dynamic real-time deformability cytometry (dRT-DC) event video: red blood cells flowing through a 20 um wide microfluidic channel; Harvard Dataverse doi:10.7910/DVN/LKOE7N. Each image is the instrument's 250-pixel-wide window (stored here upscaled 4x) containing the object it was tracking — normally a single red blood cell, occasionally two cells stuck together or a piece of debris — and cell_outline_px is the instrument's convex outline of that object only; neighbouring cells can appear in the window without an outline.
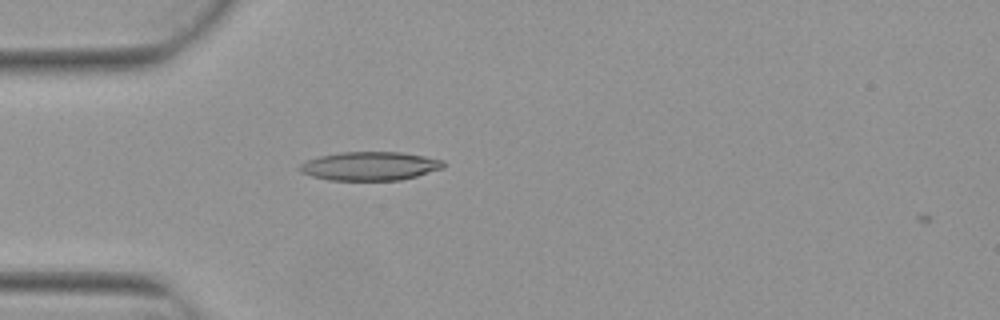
{"species": "Egyptian fruit bat (a non-hibernating species)", "species_latin": "Rousettus aegyptiacus", "temperature_condition": "warm", "stored_images_in_passage": 5, "camera_frame_rate_fps": 3000, "um_per_image_px": 0.085, "animal": {"sex": "female"}, "frame": {"image": 1, "passage_image": 5, "time_ms": 1.333, "image_size_px": [1000, 320], "cell_outline_px": [[444, 168], [416, 176], [400, 180], [328, 180], [312, 176], [300, 172], [300, 164], [304, 160], [320, 156], [340, 152], [400, 152], [424, 156], [444, 160]], "centroid_in_image_um": [31.43, 14.11], "position_along_channel_um": 53.6, "area_um2": 24.04}}